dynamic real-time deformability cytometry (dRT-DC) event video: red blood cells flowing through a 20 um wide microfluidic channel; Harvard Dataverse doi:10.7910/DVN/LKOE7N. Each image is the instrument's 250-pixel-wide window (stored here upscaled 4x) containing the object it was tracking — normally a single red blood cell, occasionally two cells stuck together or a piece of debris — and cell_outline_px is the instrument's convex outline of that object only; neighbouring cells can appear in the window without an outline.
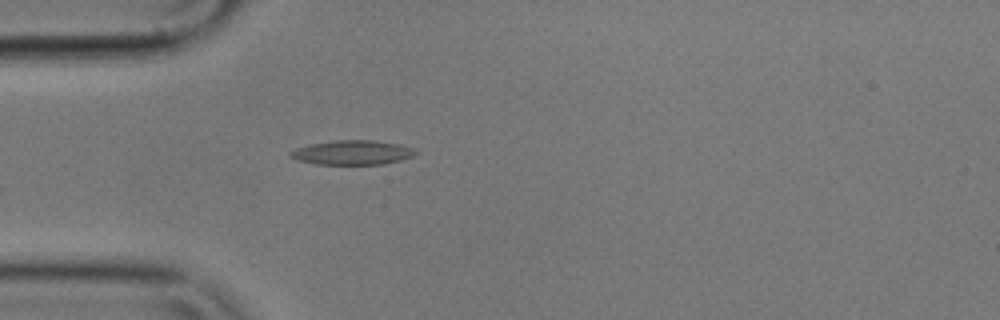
{"species": "common noctule bat (a hibernating species)", "species_latin": "Nyctalus noctula", "temperature_condition": "cold", "stored_images_in_passage": 2, "camera_frame_rate_fps": 3000, "um_per_image_px": 0.085, "animal": {"sex": "male", "body_mass_g": 17.9}, "frame": {"image": 1, "passage_image": 2, "time_ms": 0.333, "image_size_px": [1000, 320], "cell_outline_px": [[416, 152], [412, 156], [400, 160], [384, 164], [316, 164], [296, 160], [288, 156], [288, 152], [296, 148], [312, 144], [336, 140], [372, 140], [400, 144], [412, 148]], "centroid_in_image_um": [29.9, 12.97], "position_along_channel_um": 55.1, "area_um2": 17.69}}